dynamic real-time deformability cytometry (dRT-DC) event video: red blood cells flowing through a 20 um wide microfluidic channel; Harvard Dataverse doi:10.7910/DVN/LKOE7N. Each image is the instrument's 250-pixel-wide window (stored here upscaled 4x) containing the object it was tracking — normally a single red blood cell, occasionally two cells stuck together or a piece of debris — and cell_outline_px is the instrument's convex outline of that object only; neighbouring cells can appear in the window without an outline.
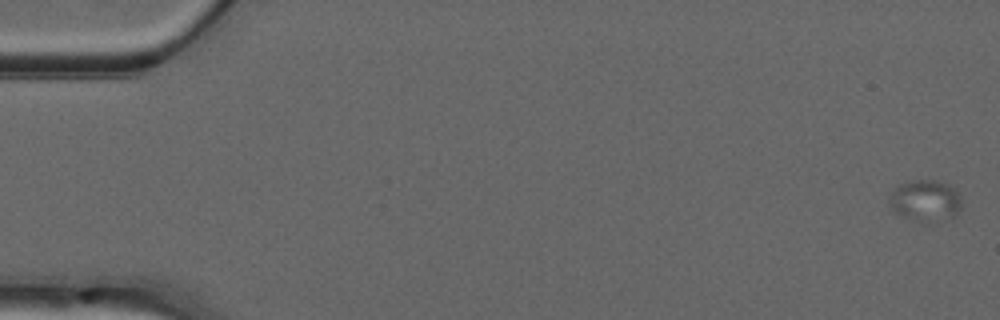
{"species": "common noctule bat (a hibernating species)", "species_latin": "Nyctalus noctula", "temperature_condition": "warm", "stored_images_in_passage": 21, "camera_frame_rate_fps": 3000, "um_per_image_px": 0.085, "animal": {"sex": "male", "forearm_length_mm": 52.5}, "frame": {"image": 1, "passage_image": 1, "time_ms": 0.0, "image_size_px": [1000, 320], "cell_outline_px": [[960, 208], [956, 216], [920, 224], [892, 212], [888, 200], [892, 188], [900, 184], [916, 180], [940, 180], [948, 184], [960, 196]], "centroid_in_image_um": [78.59, 17.07], "position_along_channel_um": 6.4, "area_um2": 17.8}}
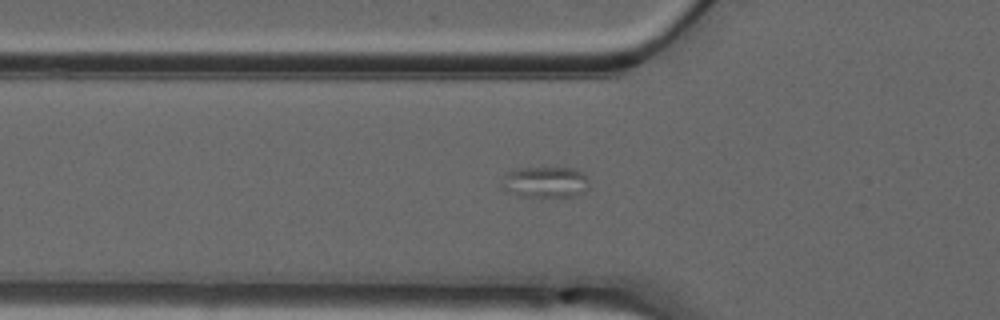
{"frame": {"image": 2, "passage_image": 18, "time_ms": 5.667, "image_size_px": [1000, 320], "cell_outline_px": [[588, 188], [584, 192], [576, 196], [520, 196], [508, 192], [500, 188], [504, 176], [508, 172], [516, 168], [576, 168], [584, 172], [588, 176]], "centroid_in_image_um": [46.37, 15.47], "position_along_channel_um": 79.4, "area_um2": 16.01}}
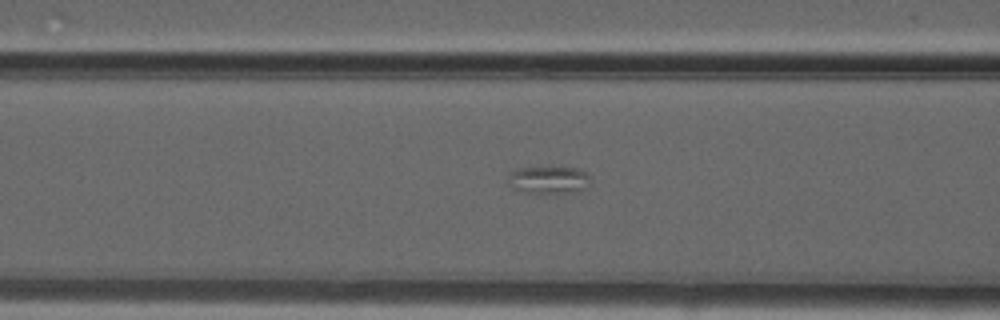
{"frame": {"image": 3, "passage_image": 21, "time_ms": 6.667, "image_size_px": [1000, 320], "cell_outline_px": [[592, 184], [588, 188], [580, 192], [544, 196], [532, 196], [512, 188], [508, 184], [508, 176], [516, 168], [540, 164], [548, 164], [576, 168], [584, 172], [592, 180]], "centroid_in_image_um": [46.64, 15.31], "position_along_channel_um": 120.0, "area_um2": 15.14}}